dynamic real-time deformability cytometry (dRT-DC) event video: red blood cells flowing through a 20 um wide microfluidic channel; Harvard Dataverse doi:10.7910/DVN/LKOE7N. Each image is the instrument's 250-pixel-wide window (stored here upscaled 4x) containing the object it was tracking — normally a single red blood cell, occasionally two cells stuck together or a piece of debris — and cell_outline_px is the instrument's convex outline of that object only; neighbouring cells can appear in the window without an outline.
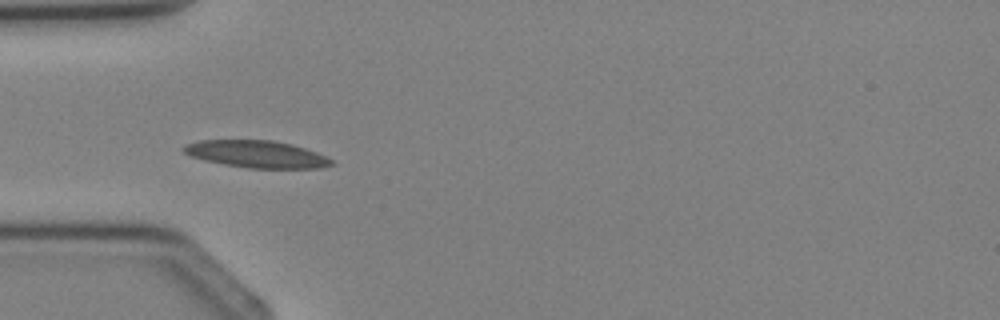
{"species": "Egyptian fruit bat (a non-hibernating species)", "species_latin": "Rousettus aegyptiacus", "temperature_condition": "cold", "stored_images_in_passage": 3, "camera_frame_rate_fps": 3000, "um_per_image_px": 0.085, "animal": {"sex": "female"}, "frame": {"image": 1, "passage_image": 3, "time_ms": 3.0, "image_size_px": [1000, 320], "cell_outline_px": [[332, 164], [320, 168], [248, 168], [224, 164], [204, 160], [192, 156], [184, 152], [180, 148], [184, 144], [200, 140], [272, 140], [292, 144], [316, 152], [332, 160]], "centroid_in_image_um": [21.76, 13.09], "position_along_channel_um": 63.2, "area_um2": 23.24}}